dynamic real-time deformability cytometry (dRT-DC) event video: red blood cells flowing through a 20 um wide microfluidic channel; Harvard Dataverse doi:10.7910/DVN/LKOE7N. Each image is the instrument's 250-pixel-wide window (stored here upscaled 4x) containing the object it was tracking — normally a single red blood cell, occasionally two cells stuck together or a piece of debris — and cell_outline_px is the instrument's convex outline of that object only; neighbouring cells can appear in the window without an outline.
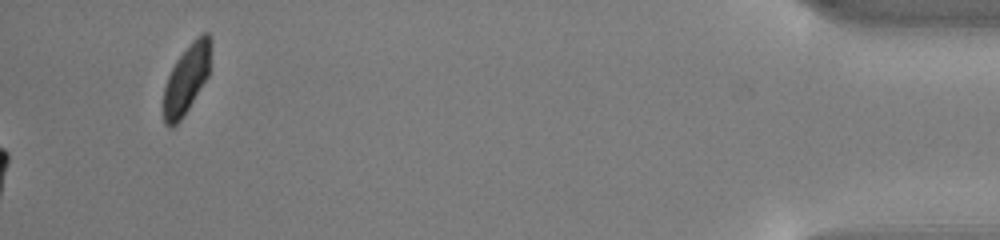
{"species": "common noctule bat (a hibernating species)", "species_latin": "Nyctalus noctula", "temperature_condition": "cold", "stored_images_in_passage": 45, "camera_frame_rate_fps": 3000, "um_per_image_px": 0.085, "animal": {"sex": "male", "body_mass_g": 13.0, "forearm_length_mm": 53.1}, "frame": {"image": 1, "passage_image": 45, "time_ms": 14.667, "image_size_px": [1000, 240], "cell_outline_px": [[212, 44], [208, 76], [188, 108], [180, 120], [172, 128], [168, 128], [164, 124], [164, 88], [168, 76], [176, 60], [192, 40], [196, 36], [204, 32], [208, 32], [212, 40]], "centroid_in_image_um": [15.87, 6.67], "position_along_channel_um": 419.3, "area_um2": 19.02}, "authors_computed_cell_mechanics": {"area_um2": 23.698, "velocity_mm_per_s": 3.8419, "shape_relaxation_time_tau1_ms": 1.7715, "shape_relaxation_time_tau2_ms": null, "deformation_change_tau1": 0.1397, "deformation_change_tau2": null}}